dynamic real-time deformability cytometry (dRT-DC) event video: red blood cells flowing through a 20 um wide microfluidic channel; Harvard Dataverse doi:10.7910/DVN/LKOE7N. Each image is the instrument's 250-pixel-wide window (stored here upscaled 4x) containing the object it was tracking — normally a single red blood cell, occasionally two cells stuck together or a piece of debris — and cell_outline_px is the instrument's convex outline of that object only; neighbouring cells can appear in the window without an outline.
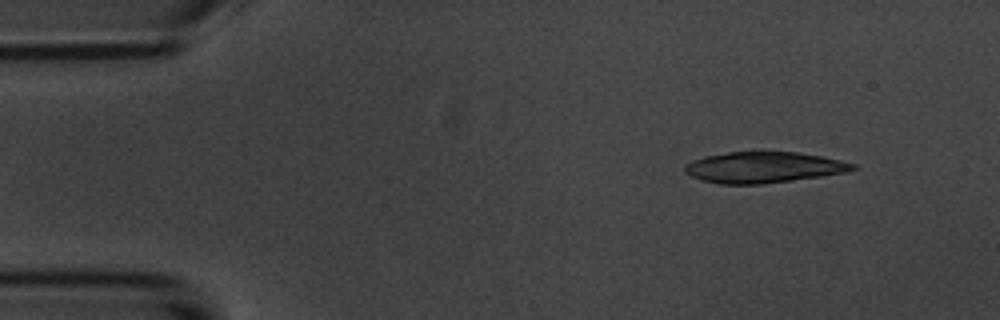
{"species": "common noctule bat (a hibernating species)", "species_latin": "Nyctalus noctula", "temperature_condition": "room temperature", "stored_images_in_passage": 4, "segment_of_instrument_passage": [2, 2], "camera_frame_rate_fps": 3000, "um_per_image_px": 0.085, "animal": {"sex": "male", "body_mass_g": 20.1, "forearm_length_mm": 53.5}, "frame": {"image": 1, "passage_image": 4, "time_ms": 3.333, "image_size_px": [1000, 320], "cell_outline_px": [[856, 168], [844, 172], [820, 176], [792, 180], [760, 184], [720, 184], [700, 180], [684, 172], [684, 164], [692, 160], [704, 156], [728, 152], [800, 152], [840, 160], [856, 164]], "centroid_in_image_um": [64.84, 14.22], "position_along_channel_um": 20.2, "area_um2": 30.17}}